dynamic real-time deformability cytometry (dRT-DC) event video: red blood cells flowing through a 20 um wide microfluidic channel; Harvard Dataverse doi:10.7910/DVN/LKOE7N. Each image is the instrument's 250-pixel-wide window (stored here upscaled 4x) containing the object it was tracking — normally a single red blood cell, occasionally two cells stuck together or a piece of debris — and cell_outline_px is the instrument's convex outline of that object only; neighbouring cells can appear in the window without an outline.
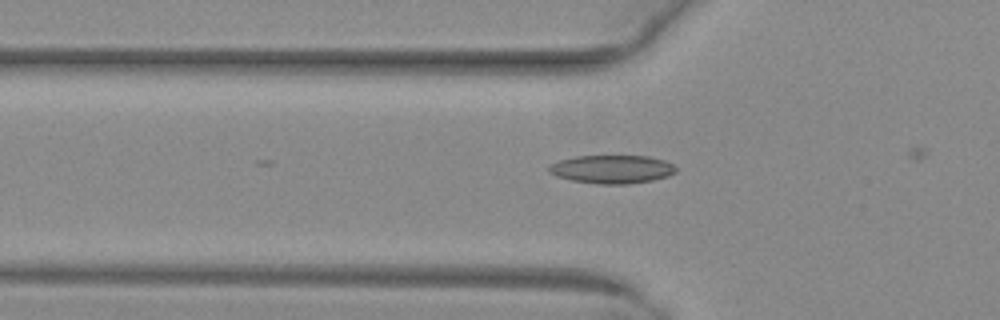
{"species": "common noctule bat (a hibernating species)", "species_latin": "Nyctalus noctula", "temperature_condition": "warm", "stored_images_in_passage": 5, "camera_frame_rate_fps": 3000, "um_per_image_px": 0.085, "animal": {"sex": "female", "body_mass_g": 29.2, "forearm_length_mm": 56.3}, "frame": {"image": 1, "passage_image": 3, "time_ms": 0.667, "image_size_px": [1000, 320], "cell_outline_px": [[676, 172], [668, 176], [652, 180], [628, 184], [596, 184], [572, 180], [556, 176], [548, 172], [548, 168], [552, 164], [560, 160], [576, 156], [648, 156], [664, 160], [672, 164], [676, 168]], "centroid_in_image_um": [52.02, 14.39], "position_along_channel_um": 73.8, "area_um2": 20.92}}